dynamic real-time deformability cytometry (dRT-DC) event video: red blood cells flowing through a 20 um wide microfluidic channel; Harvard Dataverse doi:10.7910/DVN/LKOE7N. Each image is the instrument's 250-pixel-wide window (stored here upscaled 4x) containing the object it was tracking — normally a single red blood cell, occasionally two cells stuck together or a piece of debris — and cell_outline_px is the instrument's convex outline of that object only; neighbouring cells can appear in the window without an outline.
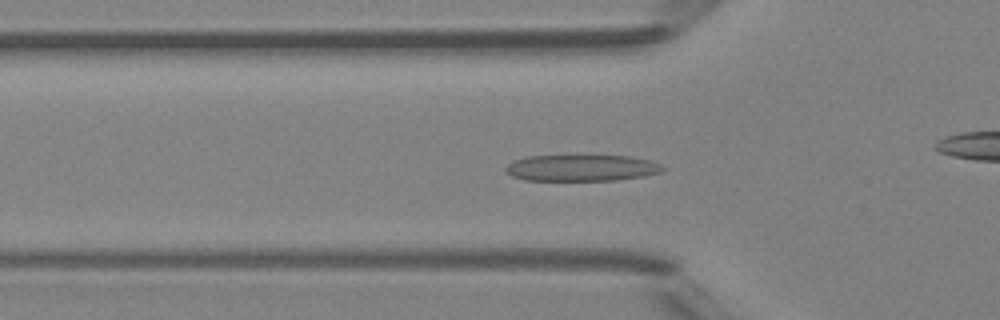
{"species": "Egyptian fruit bat (a non-hibernating species)", "species_latin": "Rousettus aegyptiacus", "temperature_condition": "room temperature", "stored_images_in_passage": 48, "camera_frame_rate_fps": 3000, "um_per_image_px": 0.085, "animal": {"sex": "female"}, "frame": {"image": 1, "passage_image": 15, "time_ms": 4.667, "image_size_px": [1000, 320], "cell_outline_px": [[664, 168], [660, 172], [644, 176], [616, 180], [524, 180], [512, 176], [504, 168], [512, 160], [528, 156], [632, 156], [652, 160], [660, 164]], "centroid_in_image_um": [49.43, 14.27], "position_along_channel_um": 76.4, "area_um2": 24.1}}
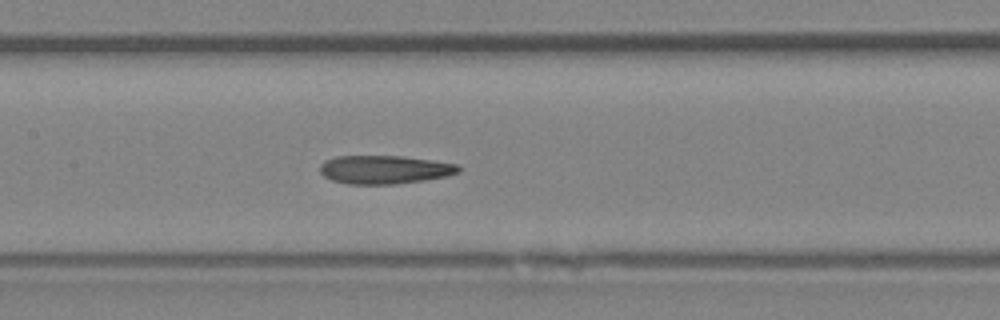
{"frame": {"image": 2, "passage_image": 22, "time_ms": 7.0, "image_size_px": [1000, 320], "cell_outline_px": [[460, 172], [448, 176], [424, 180], [396, 184], [348, 184], [332, 180], [324, 176], [320, 172], [320, 164], [324, 160], [336, 156], [404, 156], [460, 164]], "centroid_in_image_um": [32.7, 14.41], "position_along_channel_um": 174.7, "area_um2": 23.18}}
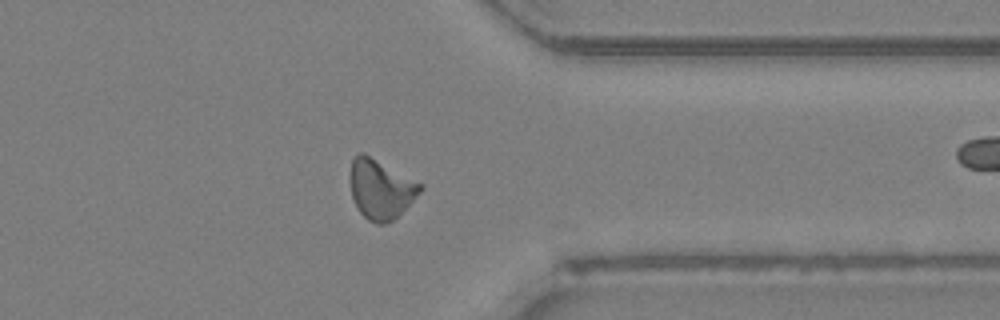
{"frame": {"image": 3, "passage_image": 37, "time_ms": 12.0, "image_size_px": [1000, 320], "cell_outline_px": [[424, 188], [392, 220], [384, 224], [376, 224], [368, 220], [360, 212], [352, 196], [352, 160], [360, 152], [364, 152], [424, 184]], "centroid_in_image_um": [32.39, 16.05], "position_along_channel_um": 379.0, "area_um2": 23.81}, "authors_computed_cell_mechanics": {"area_um2": 23.1778, "velocity_mm_per_s": 4.2175, "shape_relaxation_time_tau1_ms": 4.1881, "shape_relaxation_time_tau2_ms": 3.1871, "deformation_change_tau1": 0.1521, "deformation_change_tau2": 0.1211}}